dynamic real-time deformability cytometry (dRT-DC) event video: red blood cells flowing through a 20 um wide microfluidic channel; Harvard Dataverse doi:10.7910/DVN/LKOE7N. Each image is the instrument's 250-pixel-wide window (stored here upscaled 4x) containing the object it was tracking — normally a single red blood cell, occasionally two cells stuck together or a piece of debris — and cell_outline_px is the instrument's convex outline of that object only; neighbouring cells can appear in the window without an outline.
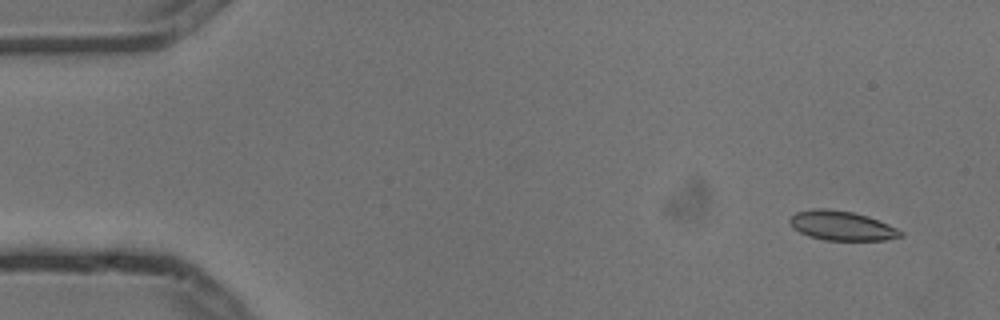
{"species": "common noctule bat (a hibernating species)", "species_latin": "Nyctalus noctula", "temperature_condition": "cold", "stored_images_in_passage": 6, "camera_frame_rate_fps": 3000, "um_per_image_px": 0.085, "animal": {"sex": "male", "body_mass_g": 13.3}, "frame": {"image": 1, "passage_image": 1, "time_ms": 0.0, "image_size_px": [1000, 320], "cell_outline_px": [[904, 236], [884, 240], [824, 240], [808, 236], [792, 228], [788, 220], [796, 212], [812, 208], [828, 208], [852, 212], [868, 216], [888, 224], [904, 232]], "centroid_in_image_um": [71.53, 19.18], "position_along_channel_um": 13.5, "area_um2": 19.13}}
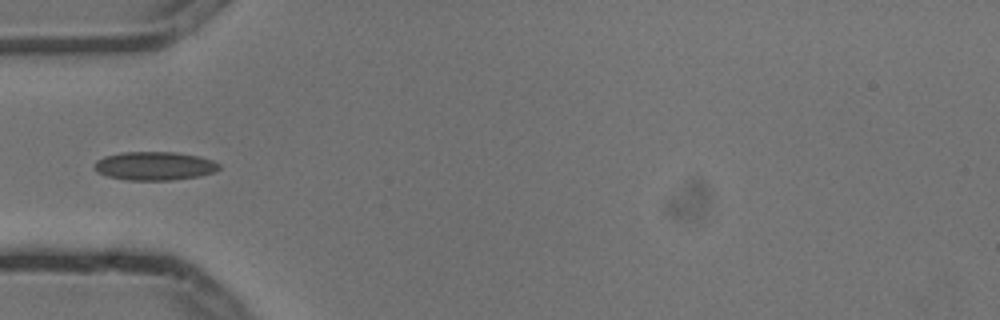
{"frame": {"image": 2, "passage_image": 5, "time_ms": 1.333, "image_size_px": [1000, 320], "cell_outline_px": [[220, 168], [216, 172], [200, 176], [172, 180], [128, 180], [108, 176], [96, 172], [96, 160], [104, 156], [124, 152], [176, 152], [196, 156], [212, 160], [220, 164]], "centroid_in_image_um": [13.16, 14.11], "position_along_channel_um": 71.8, "area_um2": 20.69}}
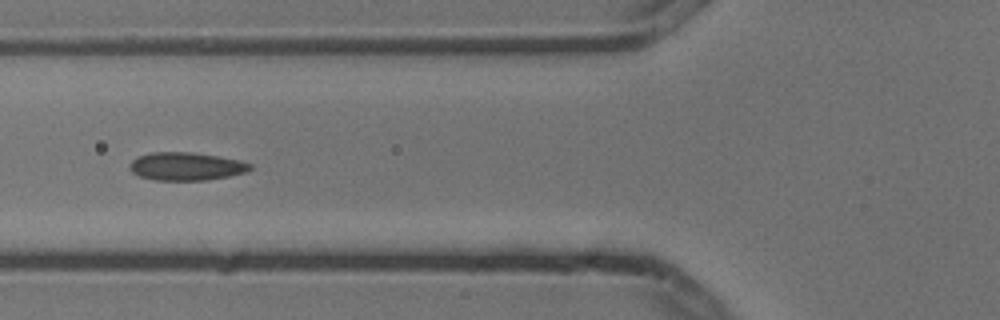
{"frame": {"image": 3, "passage_image": 6, "time_ms": 1.667, "image_size_px": [1000, 320], "cell_outline_px": [[252, 168], [248, 172], [228, 176], [204, 180], [152, 180], [140, 176], [132, 172], [128, 168], [128, 164], [132, 160], [140, 156], [152, 152], [192, 152], [216, 156], [236, 160], [252, 164]], "centroid_in_image_um": [15.79, 14.14], "position_along_channel_um": 110.0, "area_um2": 19.59}}